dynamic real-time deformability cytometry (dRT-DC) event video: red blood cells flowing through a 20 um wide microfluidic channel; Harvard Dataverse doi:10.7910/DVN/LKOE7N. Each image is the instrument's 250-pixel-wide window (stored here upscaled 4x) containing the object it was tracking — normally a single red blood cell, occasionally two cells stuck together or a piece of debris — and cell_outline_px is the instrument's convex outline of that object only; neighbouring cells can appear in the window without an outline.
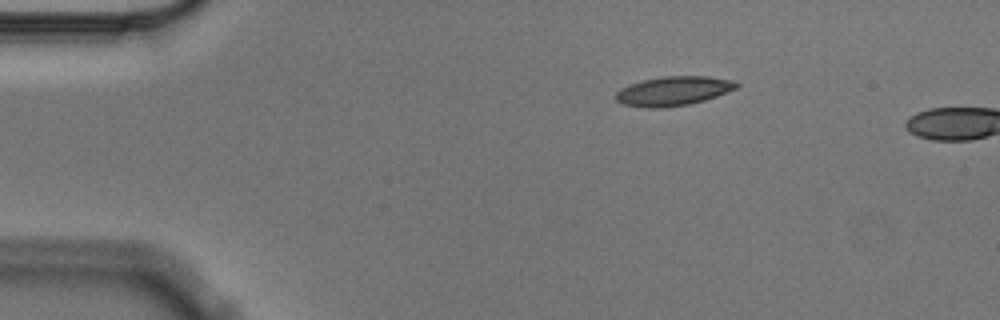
{"species": "Egyptian fruit bat (a non-hibernating species)", "species_latin": "Rousettus aegyptiacus", "temperature_condition": "cold", "stored_images_in_passage": 2, "camera_frame_rate_fps": 3000, "um_per_image_px": 0.085, "animal": {"sex": "male"}, "frame": {"image": 1, "passage_image": 1, "time_ms": 0.0, "image_size_px": [1000, 320], "cell_outline_px": [[740, 84], [736, 88], [716, 96], [704, 100], [688, 104], [664, 108], [644, 108], [624, 104], [616, 100], [616, 92], [620, 88], [628, 84], [644, 80], [664, 76], [708, 76], [736, 80]], "centroid_in_image_um": [57.24, 7.73], "position_along_channel_um": 27.8, "area_um2": 20.63}}